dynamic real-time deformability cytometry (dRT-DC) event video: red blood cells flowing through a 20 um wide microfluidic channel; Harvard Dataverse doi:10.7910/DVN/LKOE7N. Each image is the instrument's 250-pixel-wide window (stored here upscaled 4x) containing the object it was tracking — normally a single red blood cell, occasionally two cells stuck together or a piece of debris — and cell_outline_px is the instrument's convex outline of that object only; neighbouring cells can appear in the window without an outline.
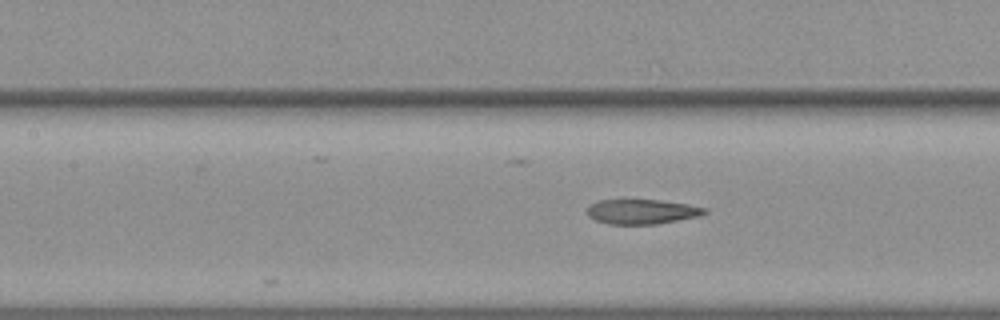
{"species": "common noctule bat (a hibernating species)", "species_latin": "Nyctalus noctula", "temperature_condition": "warm", "stored_images_in_passage": 25, "camera_frame_rate_fps": 3000, "um_per_image_px": 0.085, "animal": {"sex": "female", "body_mass_g": 19.3, "forearm_length_mm": 54.1}, "frame": {"image": 1, "passage_image": 25, "time_ms": 8.0, "image_size_px": [1000, 320], "cell_outline_px": [[708, 212], [700, 216], [656, 224], [608, 224], [596, 220], [588, 216], [584, 212], [592, 204], [600, 200], [660, 200], [688, 204], [704, 208]], "centroid_in_image_um": [54.55, 17.99], "position_along_channel_um": 152.9, "area_um2": 16.88}}